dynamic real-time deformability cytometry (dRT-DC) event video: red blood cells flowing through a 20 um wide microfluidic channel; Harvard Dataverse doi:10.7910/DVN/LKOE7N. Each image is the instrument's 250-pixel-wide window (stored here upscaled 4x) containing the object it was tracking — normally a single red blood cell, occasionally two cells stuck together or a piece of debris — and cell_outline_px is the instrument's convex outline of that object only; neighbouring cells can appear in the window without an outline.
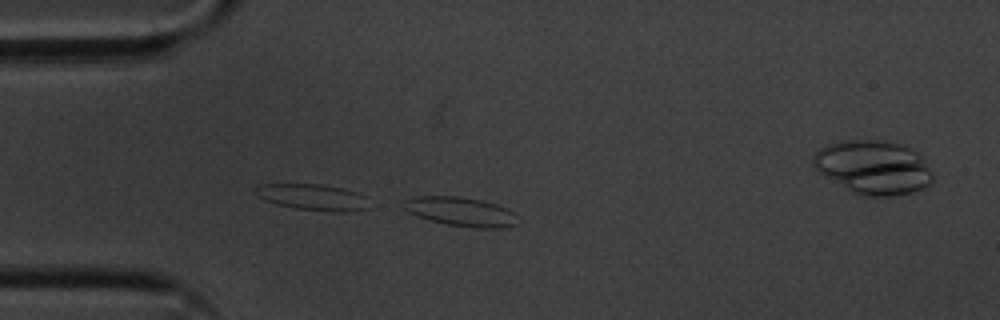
{"species": "common noctule bat (a hibernating species)", "species_latin": "Nyctalus noctula", "temperature_condition": "cold", "stored_images_in_passage": 14, "camera_frame_rate_fps": 3000, "um_per_image_px": 0.085, "animal": {"sex": "male", "body_mass_g": 20.1, "forearm_length_mm": 53.5}, "frame": {"image": 1, "passage_image": 14, "time_ms": 4.333, "image_size_px": [1000, 320], "cell_outline_px": [[516, 224], [508, 228], [472, 228], [448, 224], [428, 220], [408, 212], [404, 208], [408, 200], [416, 196], [460, 196], [480, 200], [496, 204], [508, 208], [512, 212]], "centroid_in_image_um": [39.19, 18.0], "position_along_channel_um": 45.8, "area_um2": 19.07}}